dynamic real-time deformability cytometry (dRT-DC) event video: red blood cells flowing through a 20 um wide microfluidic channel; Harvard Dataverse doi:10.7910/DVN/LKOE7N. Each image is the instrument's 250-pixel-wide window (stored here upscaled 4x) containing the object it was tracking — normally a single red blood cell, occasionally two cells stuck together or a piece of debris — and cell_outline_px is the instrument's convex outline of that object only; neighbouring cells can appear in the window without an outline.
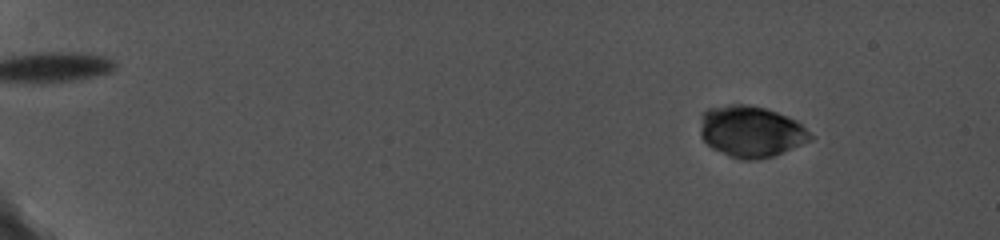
{"species": "common noctule bat (a hibernating species)", "species_latin": "Nyctalus noctula", "temperature_condition": "cold", "stored_images_in_passage": 9, "camera_frame_rate_fps": 5000, "um_per_image_px": 0.085, "animal": {"sex": "female", "body_mass_g": 19.0, "forearm_length_mm": 56.7}, "frame": {"image": 1, "passage_image": 4, "time_ms": 2.8, "image_size_px": [1000, 240], "cell_outline_px": [[816, 136], [812, 140], [772, 156], [756, 160], [740, 160], [728, 156], [712, 148], [700, 136], [700, 116], [708, 108], [732, 104], [744, 104], [764, 108], [776, 112], [796, 120]], "centroid_in_image_um": [63.83, 11.19], "position_along_channel_um": 21.2, "area_um2": 33.12}}
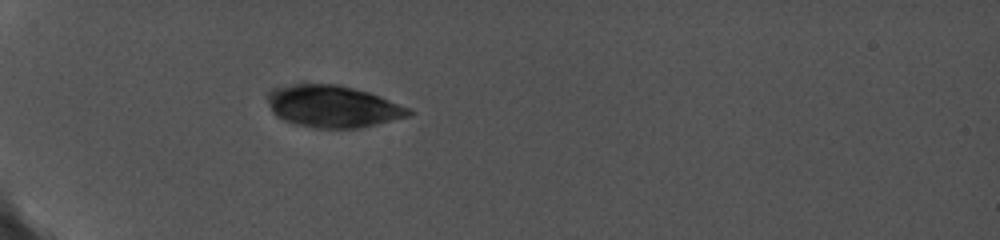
{"frame": {"image": 2, "passage_image": 9, "time_ms": 7.2, "image_size_px": [1000, 240], "cell_outline_px": [[412, 112], [408, 116], [360, 128], [312, 128], [296, 124], [284, 120], [276, 116], [272, 112], [268, 100], [268, 92], [276, 88], [296, 84], [336, 84], [368, 92], [408, 108]], "centroid_in_image_um": [28.25, 9.06], "position_along_channel_um": 56.8, "area_um2": 33.99}}